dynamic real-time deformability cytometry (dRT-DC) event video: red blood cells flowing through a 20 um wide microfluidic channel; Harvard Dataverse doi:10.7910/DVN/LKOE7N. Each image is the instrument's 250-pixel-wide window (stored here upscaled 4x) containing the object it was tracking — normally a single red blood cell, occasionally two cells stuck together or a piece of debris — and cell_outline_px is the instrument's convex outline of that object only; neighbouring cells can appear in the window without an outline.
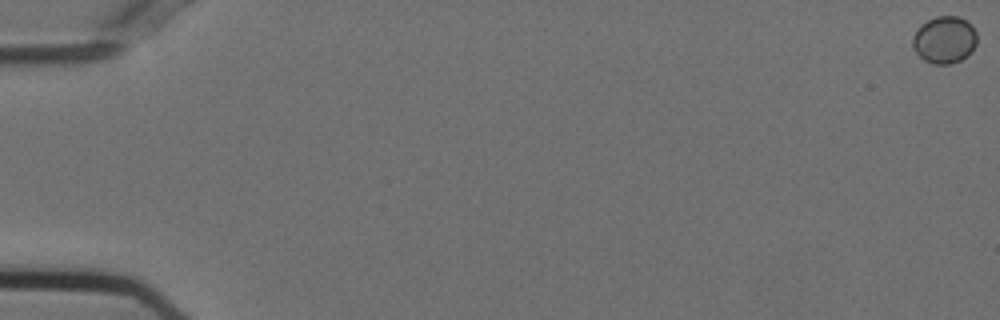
{"species": "Egyptian fruit bat (a non-hibernating species)", "species_latin": "Rousettus aegyptiacus", "temperature_condition": "cold", "stored_images_in_passage": 57, "camera_frame_rate_fps": 3000, "um_per_image_px": 0.085, "animal": {"sex": "female"}, "frame": {"image": 1, "passage_image": 1, "time_ms": 0.0, "image_size_px": [1000, 320], "cell_outline_px": [[976, 44], [960, 60], [952, 64], [932, 64], [924, 60], [916, 52], [912, 44], [912, 36], [920, 24], [936, 16], [956, 16], [972, 24], [976, 32]], "centroid_in_image_um": [80.24, 3.37], "position_along_channel_um": 4.8, "area_um2": 17.57}}
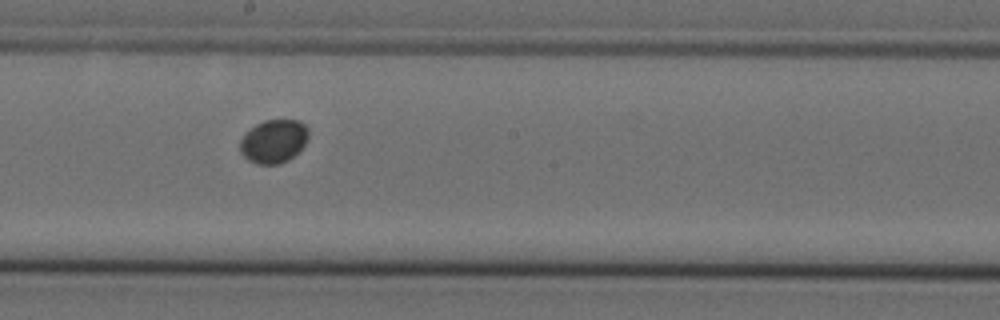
{"frame": {"image": 2, "passage_image": 33, "time_ms": 10.667, "image_size_px": [1000, 320], "cell_outline_px": [[308, 136], [304, 144], [288, 160], [276, 164], [256, 164], [248, 160], [240, 152], [240, 140], [244, 132], [256, 124], [264, 120], [300, 120], [308, 128]], "centroid_in_image_um": [23.22, 11.99], "position_along_channel_um": 225.0, "area_um2": 17.28}}
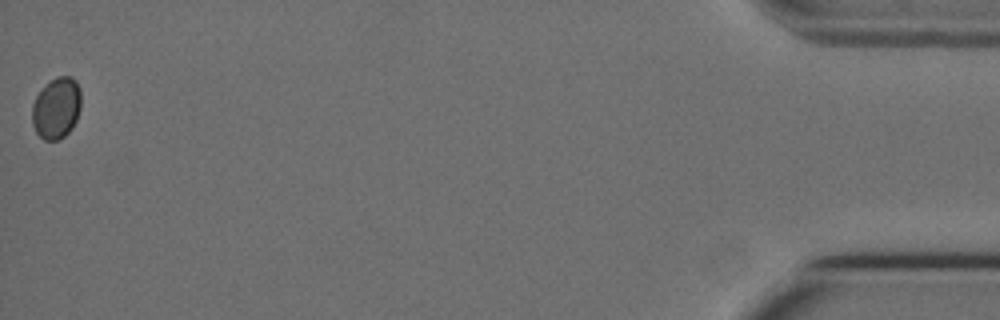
{"frame": {"image": 3, "passage_image": 57, "time_ms": 18.667, "image_size_px": [1000, 320], "cell_outline_px": [[80, 108], [76, 120], [72, 128], [60, 140], [44, 140], [36, 132], [32, 124], [32, 104], [36, 96], [56, 76], [72, 76], [76, 80], [80, 88]], "centroid_in_image_um": [4.8, 9.2], "position_along_channel_um": 430.4, "area_um2": 17.46}}